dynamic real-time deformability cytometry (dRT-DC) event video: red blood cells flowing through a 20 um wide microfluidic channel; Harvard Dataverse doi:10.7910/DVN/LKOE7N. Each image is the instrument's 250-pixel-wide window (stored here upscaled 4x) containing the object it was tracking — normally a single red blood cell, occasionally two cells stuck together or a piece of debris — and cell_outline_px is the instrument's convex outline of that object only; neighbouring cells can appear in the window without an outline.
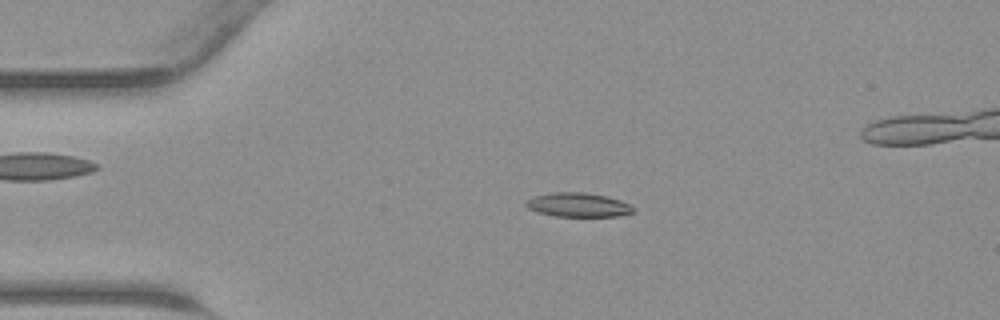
{"species": "common noctule bat (a hibernating species)", "species_latin": "Nyctalus noctula", "temperature_condition": "warm", "stored_images_in_passage": 43, "segment_of_instrument_passage": [1, 2], "camera_frame_rate_fps": 3000, "um_per_image_px": 0.085, "animal": {"sex": "male", "body_mass_g": 23.1, "forearm_length_mm": 52.7}, "frame": {"image": 1, "passage_image": 9, "time_ms": 2.667, "image_size_px": [1000, 320], "cell_outline_px": [[636, 212], [620, 216], [552, 216], [536, 212], [528, 208], [524, 204], [524, 200], [532, 196], [552, 192], [584, 192], [608, 196], [620, 200], [636, 208]], "centroid_in_image_um": [49.12, 17.41], "position_along_channel_um": 35.9, "area_um2": 15.43}}
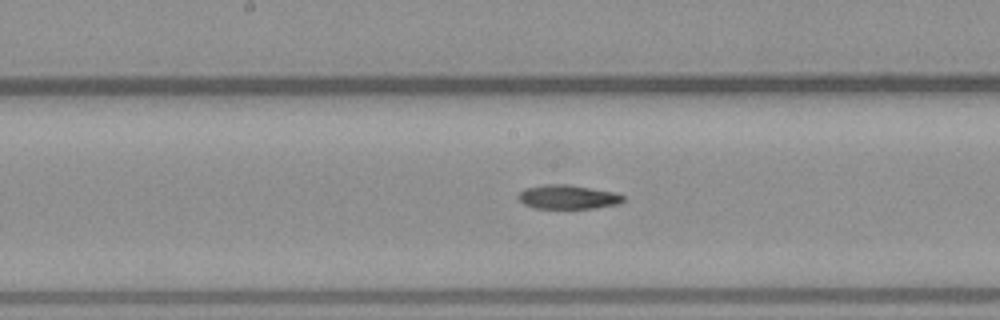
{"frame": {"image": 2, "passage_image": 22, "time_ms": 7.0, "image_size_px": [1000, 320], "cell_outline_px": [[624, 200], [616, 204], [592, 208], [536, 208], [524, 204], [516, 196], [524, 188], [544, 184], [568, 184], [616, 192], [624, 196]], "centroid_in_image_um": [48.24, 16.73], "position_along_channel_um": 200.0, "area_um2": 14.68}}
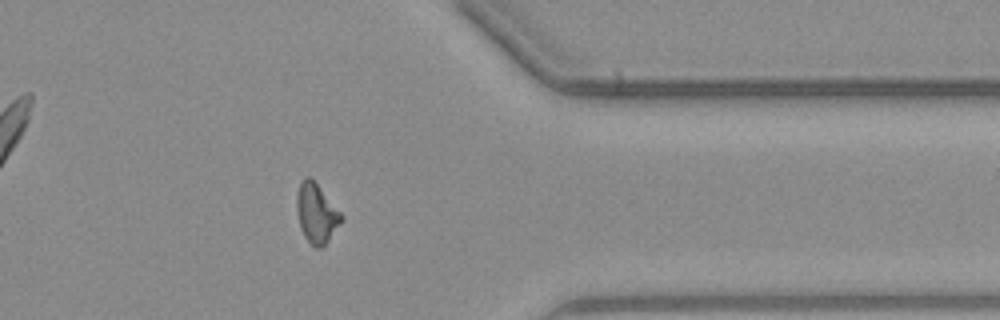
{"frame": {"image": 3, "passage_image": 35, "time_ms": 11.333, "image_size_px": [1000, 320], "cell_outline_px": [[344, 220], [328, 240], [320, 248], [316, 248], [304, 236], [300, 228], [296, 208], [296, 196], [300, 180], [304, 176], [312, 176], [344, 216]], "centroid_in_image_um": [26.9, 18.06], "position_along_channel_um": 384.5, "area_um2": 15.78}}